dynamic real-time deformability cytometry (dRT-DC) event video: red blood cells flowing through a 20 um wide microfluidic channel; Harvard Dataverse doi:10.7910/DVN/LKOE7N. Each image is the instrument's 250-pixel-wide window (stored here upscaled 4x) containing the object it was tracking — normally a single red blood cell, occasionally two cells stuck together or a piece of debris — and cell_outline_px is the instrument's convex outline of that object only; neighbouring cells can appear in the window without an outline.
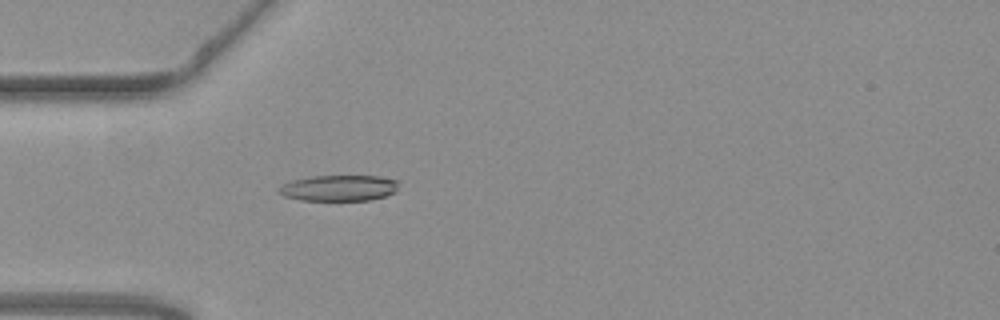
{"species": "common noctule bat (a hibernating species)", "species_latin": "Nyctalus noctula", "temperature_condition": "warm", "stored_images_in_passage": 47, "camera_frame_rate_fps": 3000, "um_per_image_px": 0.085, "animal": {"sex": "female", "body_mass_g": 19.3, "forearm_length_mm": 54.1}, "frame": {"image": 1, "passage_image": 8, "time_ms": 2.333, "image_size_px": [1000, 320], "cell_outline_px": [[396, 192], [372, 200], [300, 200], [284, 196], [276, 188], [292, 180], [312, 176], [380, 176], [396, 180]], "centroid_in_image_um": [28.79, 15.98], "position_along_channel_um": 56.2, "area_um2": 17.98}}
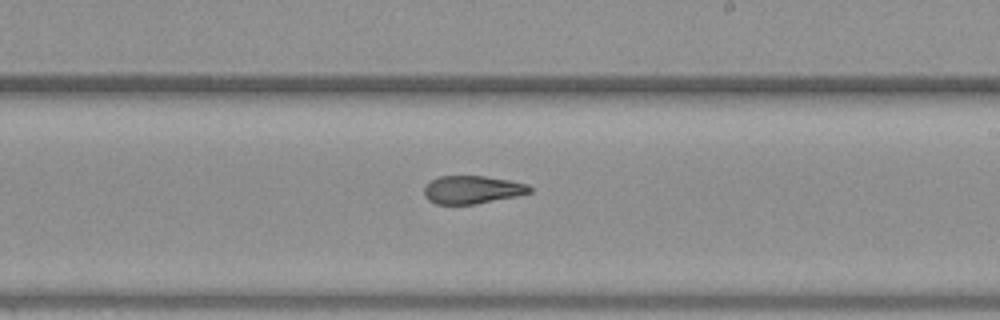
{"frame": {"image": 2, "passage_image": 24, "time_ms": 7.667, "image_size_px": [1000, 320], "cell_outline_px": [[532, 192], [516, 196], [476, 204], [436, 204], [428, 200], [424, 196], [424, 188], [432, 180], [440, 176], [484, 176], [508, 180], [528, 184], [532, 188]], "centroid_in_image_um": [40.15, 16.13], "position_along_channel_um": 248.9, "area_um2": 17.17}}
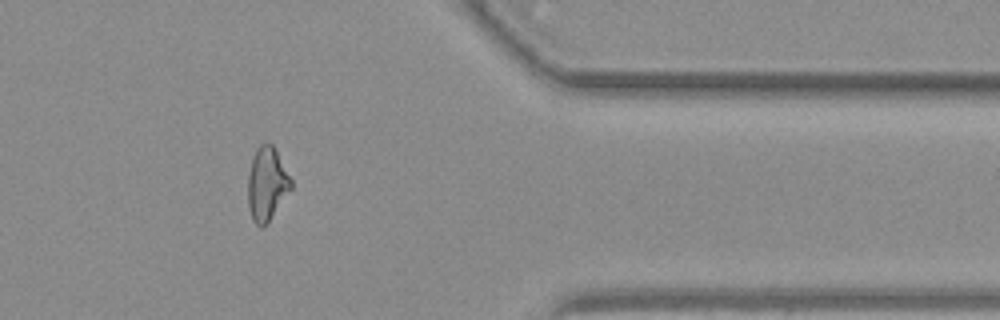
{"frame": {"image": 3, "passage_image": 37, "time_ms": 12.0, "image_size_px": [1000, 320], "cell_outline_px": [[292, 188], [268, 224], [264, 228], [260, 228], [252, 220], [248, 208], [248, 172], [252, 156], [256, 148], [264, 140], [268, 140], [272, 144], [292, 180]], "centroid_in_image_um": [22.67, 15.64], "position_along_channel_um": 388.7, "area_um2": 18.96}, "authors_computed_cell_mechanics": {"area_um2": 18.4382, "velocity_mm_per_s": 3.702, "shape_relaxation_time_tau1_ms": 9.1366, "shape_relaxation_time_tau2_ms": 2.8851, "deformation_change_tau1": 0.2262, "deformation_change_tau2": 0.1136}}